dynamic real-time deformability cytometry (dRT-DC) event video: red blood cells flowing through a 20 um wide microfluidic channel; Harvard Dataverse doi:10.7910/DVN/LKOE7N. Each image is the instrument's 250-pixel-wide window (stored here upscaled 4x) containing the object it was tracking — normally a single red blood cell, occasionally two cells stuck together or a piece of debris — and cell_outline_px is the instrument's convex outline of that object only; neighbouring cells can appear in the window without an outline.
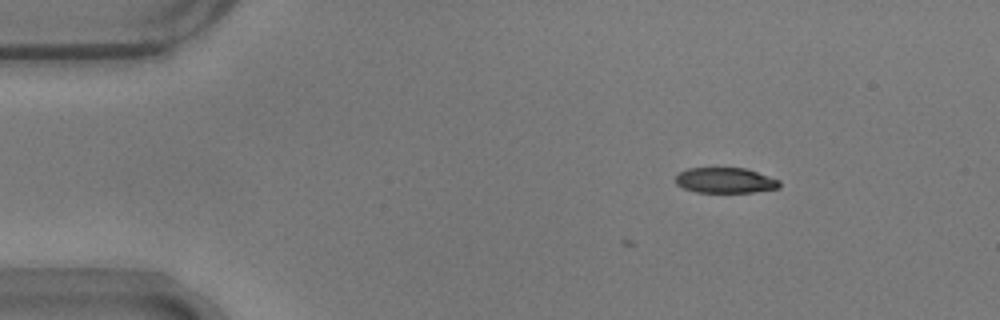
{"species": "common noctule bat (a hibernating species)", "species_latin": "Nyctalus noctula", "temperature_condition": "warm", "stored_images_in_passage": 2, "camera_frame_rate_fps": 3000, "um_per_image_px": 0.085, "animal": {"sex": "male", "body_mass_g": 17.9}, "frame": {"image": 1, "passage_image": 2, "time_ms": 0.333, "image_size_px": [1000, 320], "cell_outline_px": [[780, 188], [752, 192], [696, 192], [684, 188], [676, 184], [676, 176], [680, 172], [688, 168], [748, 168], [780, 180]], "centroid_in_image_um": [61.68, 15.33], "position_along_channel_um": 23.3, "area_um2": 15.43}}